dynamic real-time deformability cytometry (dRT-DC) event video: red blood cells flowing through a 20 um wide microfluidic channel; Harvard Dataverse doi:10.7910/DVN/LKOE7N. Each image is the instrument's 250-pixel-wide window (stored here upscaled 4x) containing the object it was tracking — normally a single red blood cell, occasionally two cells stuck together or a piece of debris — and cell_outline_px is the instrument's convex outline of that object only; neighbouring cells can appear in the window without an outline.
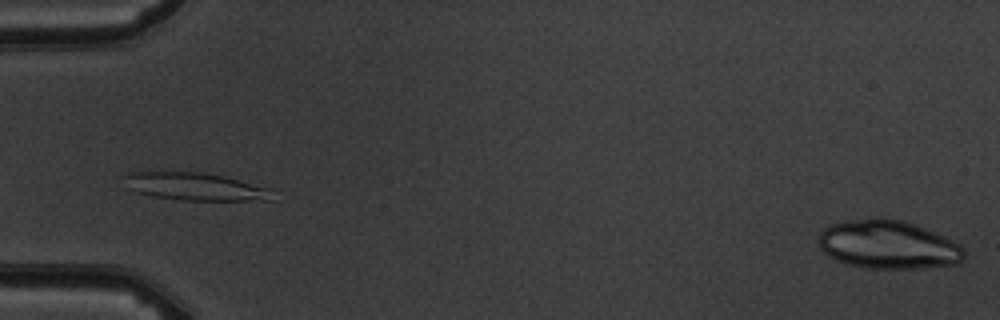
{"species": "common noctule bat (a hibernating species)", "species_latin": "Nyctalus noctula", "temperature_condition": "warm", "stored_images_in_passage": 3, "camera_frame_rate_fps": 3000, "um_per_image_px": 0.085, "animal": {"sex": "male", "body_mass_g": 19.5, "forearm_length_mm": 54.6}, "frame": {"image": 1, "passage_image": 3, "time_ms": 2.333, "image_size_px": [1000, 320], "cell_outline_px": [[964, 260], [960, 264], [920, 268], [864, 268], [848, 264], [836, 260], [828, 256], [820, 248], [820, 232], [824, 228], [832, 224], [848, 220], [876, 216], [884, 216], [904, 220], [916, 224], [936, 232], [952, 240], [964, 248]], "centroid_in_image_um": [75.52, 20.77], "position_along_channel_um": 9.5, "area_um2": 41.73}}